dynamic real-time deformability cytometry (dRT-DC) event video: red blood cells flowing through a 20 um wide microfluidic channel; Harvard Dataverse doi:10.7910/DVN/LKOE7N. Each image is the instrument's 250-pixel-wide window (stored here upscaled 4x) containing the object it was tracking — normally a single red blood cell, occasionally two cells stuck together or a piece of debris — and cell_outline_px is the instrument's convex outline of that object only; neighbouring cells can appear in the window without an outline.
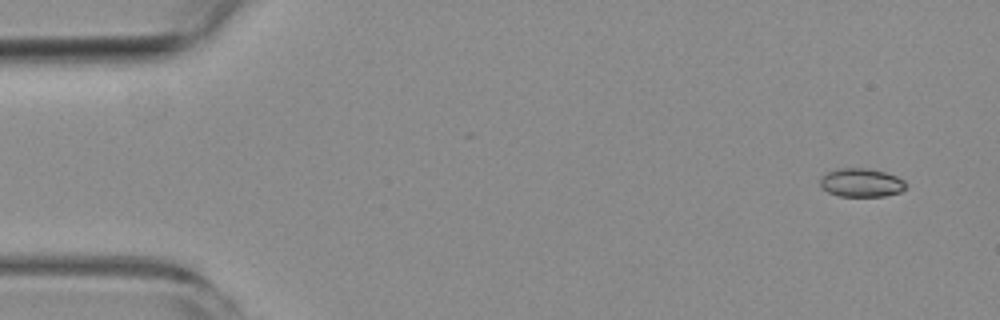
{"species": "common noctule bat (a hibernating species)", "species_latin": "Nyctalus noctula", "temperature_condition": "room temperature", "stored_images_in_passage": 9, "camera_frame_rate_fps": 3000, "um_per_image_px": 0.085, "animal": {"sex": "female", "body_mass_g": 19.3, "forearm_length_mm": 54.1}, "frame": {"image": 1, "passage_image": 1, "time_ms": 0.0, "image_size_px": [1000, 320], "cell_outline_px": [[904, 188], [900, 192], [884, 196], [840, 196], [828, 192], [820, 184], [820, 176], [828, 172], [840, 168], [868, 168], [884, 172], [896, 176], [904, 180]], "centroid_in_image_um": [73.19, 15.52], "position_along_channel_um": 11.8, "area_um2": 14.1}}
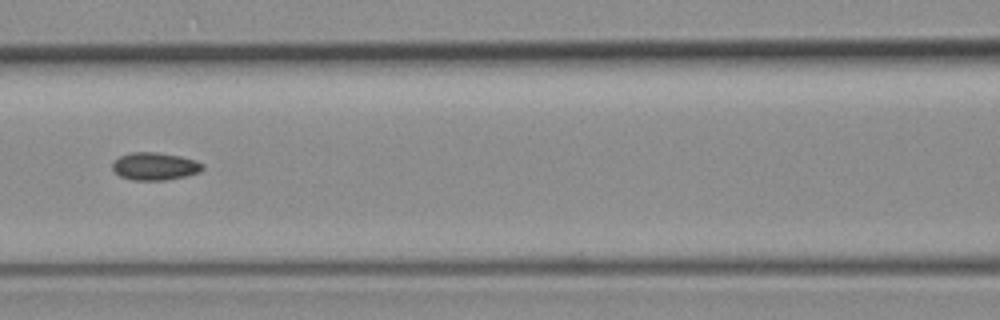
{"frame": {"image": 2, "passage_image": 7, "time_ms": 7.0, "image_size_px": [1000, 320], "cell_outline_px": [[204, 168], [200, 172], [188, 176], [164, 180], [132, 180], [120, 176], [112, 168], [112, 160], [120, 156], [132, 152], [156, 152], [180, 156], [196, 160], [204, 164]], "centroid_in_image_um": [13.18, 14.13], "position_along_channel_um": 153.4, "area_um2": 14.68}}
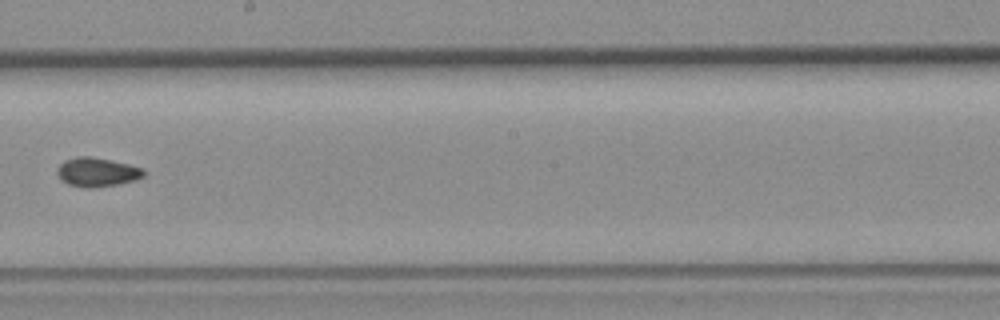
{"frame": {"image": 3, "passage_image": 9, "time_ms": 9.333, "image_size_px": [1000, 320], "cell_outline_px": [[144, 176], [136, 180], [116, 184], [92, 188], [84, 188], [68, 184], [60, 180], [56, 172], [56, 168], [64, 160], [76, 156], [92, 156], [112, 160], [144, 168]], "centroid_in_image_um": [8.21, 14.62], "position_along_channel_um": 240.0, "area_um2": 14.85}}